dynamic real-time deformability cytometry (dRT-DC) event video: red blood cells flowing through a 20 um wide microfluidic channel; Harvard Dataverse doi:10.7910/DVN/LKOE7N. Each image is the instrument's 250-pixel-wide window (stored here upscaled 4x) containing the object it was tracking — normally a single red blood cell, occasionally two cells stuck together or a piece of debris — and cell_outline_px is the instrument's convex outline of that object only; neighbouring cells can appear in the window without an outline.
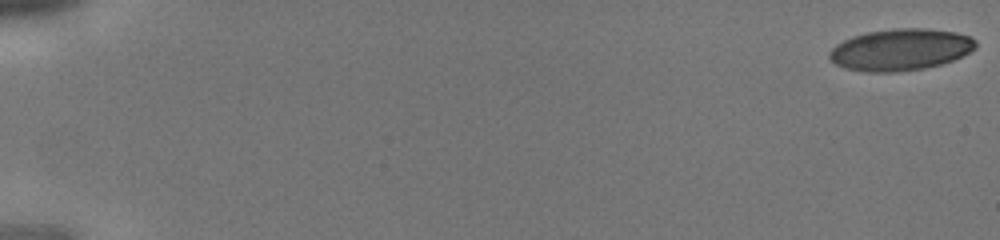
{"species": "human", "species_latin": "Homo sapiens", "temperature_condition": "cold", "stored_images_in_passage": 43, "camera_frame_rate_fps": 3000, "um_per_image_px": 0.085, "donor": {"sex": "male"}, "frame": {"image": 1, "passage_image": 1, "time_ms": 0.0, "image_size_px": [1000, 240], "cell_outline_px": [[976, 48], [952, 60], [940, 64], [924, 68], [896, 72], [868, 72], [844, 68], [836, 64], [828, 56], [828, 52], [836, 44], [852, 36], [868, 32], [892, 28], [928, 28], [956, 32], [968, 36], [976, 40]], "centroid_in_image_um": [76.52, 4.21], "position_along_channel_um": 8.5, "area_um2": 35.49}}
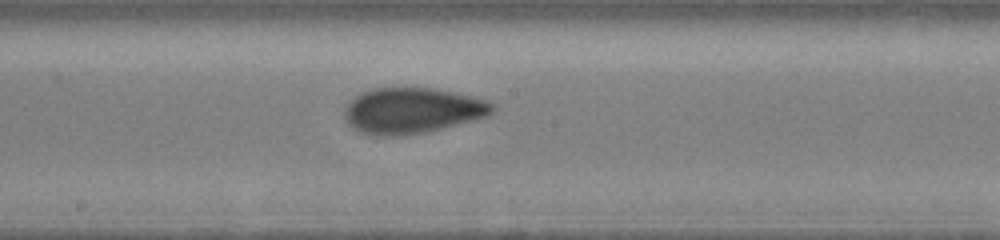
{"frame": {"image": 2, "passage_image": 25, "time_ms": 8.0, "image_size_px": [1000, 240], "cell_outline_px": [[496, 108], [488, 116], [424, 132], [388, 136], [380, 136], [360, 132], [348, 124], [344, 116], [344, 112], [348, 104], [356, 96], [372, 88], [432, 88], [472, 96], [488, 100]], "centroid_in_image_um": [35.04, 9.39], "position_along_channel_um": 213.2, "area_um2": 38.84}}
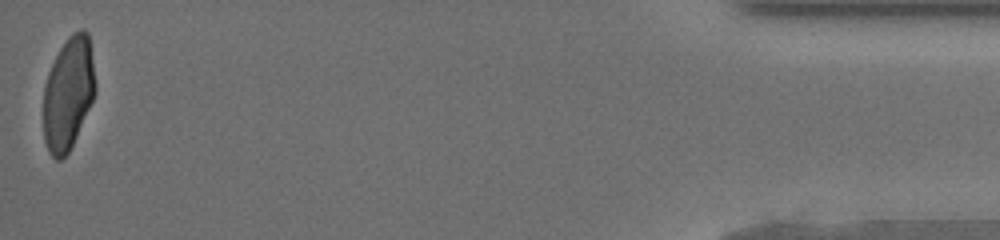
{"frame": {"image": 3, "passage_image": 43, "time_ms": 14.0, "image_size_px": [1000, 240], "cell_outline_px": [[96, 92], [76, 136], [68, 152], [60, 160], [56, 160], [48, 152], [44, 140], [44, 84], [48, 72], [60, 48], [68, 36], [72, 32], [80, 28], [84, 28], [88, 32], [96, 84]], "centroid_in_image_um": [5.8, 7.91], "position_along_channel_um": 429.4, "area_um2": 34.04}}